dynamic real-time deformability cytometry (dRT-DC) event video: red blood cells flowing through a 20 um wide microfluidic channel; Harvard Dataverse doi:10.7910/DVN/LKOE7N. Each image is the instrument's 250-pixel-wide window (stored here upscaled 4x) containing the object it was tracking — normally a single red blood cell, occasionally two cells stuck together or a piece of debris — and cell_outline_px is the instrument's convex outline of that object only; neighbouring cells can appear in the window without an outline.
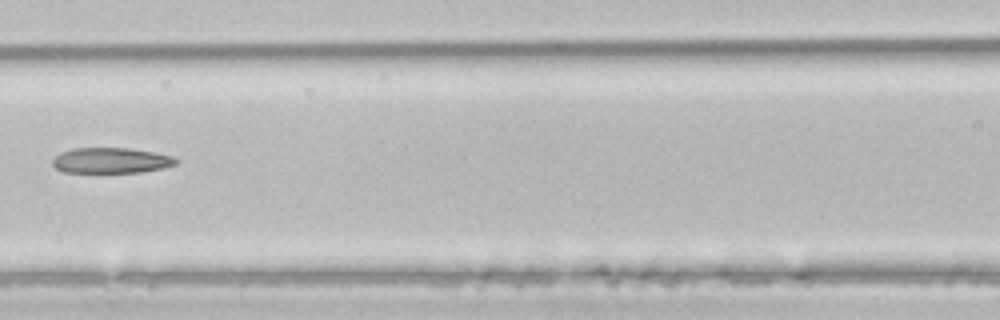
{"species": "common noctule bat (a hibernating species)", "species_latin": "Nyctalus noctula", "temperature_condition": "room temperature", "stored_images_in_passage": 3, "camera_frame_rate_fps": 3000, "um_per_image_px": 0.085, "animal": {"sex": "male", "body_mass_g": 21.5, "forearm_length_mm": 52.0}, "frame": {"image": 1, "passage_image": 3, "time_ms": 0.667, "image_size_px": [1000, 320], "cell_outline_px": [[180, 160], [176, 164], [164, 168], [140, 172], [60, 172], [52, 164], [52, 160], [60, 152], [72, 148], [128, 148], [156, 152], [172, 156]], "centroid_in_image_um": [9.45, 13.63], "position_along_channel_um": 157.2, "area_um2": 18.5}}